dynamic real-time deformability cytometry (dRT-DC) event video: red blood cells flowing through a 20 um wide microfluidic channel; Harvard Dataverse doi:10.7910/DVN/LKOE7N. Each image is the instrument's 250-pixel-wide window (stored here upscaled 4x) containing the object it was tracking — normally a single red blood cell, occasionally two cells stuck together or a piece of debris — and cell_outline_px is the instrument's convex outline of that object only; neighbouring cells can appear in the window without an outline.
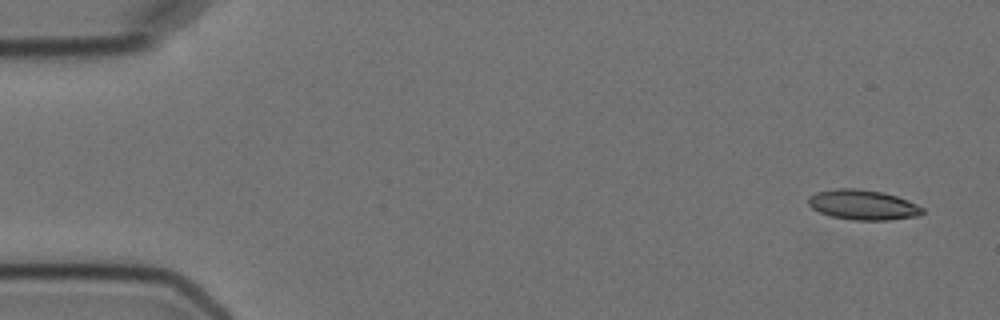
{"species": "Egyptian fruit bat (a non-hibernating species)", "species_latin": "Rousettus aegyptiacus", "temperature_condition": "cold", "stored_images_in_passage": 9, "camera_frame_rate_fps": 3000, "um_per_image_px": 0.085, "animal": {"sex": "female"}, "frame": {"image": 1, "passage_image": 1, "time_ms": 0.0, "image_size_px": [1000, 320], "cell_outline_px": [[924, 212], [920, 216], [888, 220], [852, 220], [832, 216], [820, 212], [812, 208], [808, 204], [808, 196], [816, 192], [836, 188], [856, 188], [880, 192], [896, 196], [908, 200], [924, 208]], "centroid_in_image_um": [73.35, 17.41], "position_along_channel_um": 11.6, "area_um2": 20.0}}
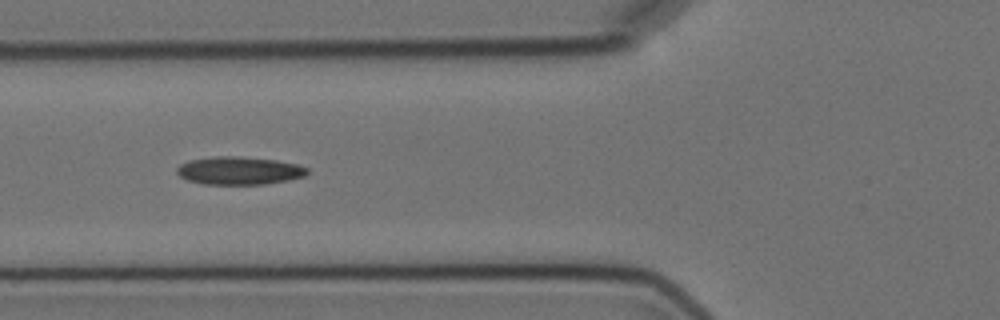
{"frame": {"image": 2, "passage_image": 6, "time_ms": 6.0, "image_size_px": [1000, 320], "cell_outline_px": [[308, 172], [304, 176], [288, 180], [264, 184], [204, 184], [188, 180], [180, 176], [176, 172], [176, 168], [180, 164], [188, 160], [216, 156], [236, 156], [276, 160], [296, 164], [308, 168]], "centroid_in_image_um": [20.3, 14.5], "position_along_channel_um": 105.5, "area_um2": 21.15}}
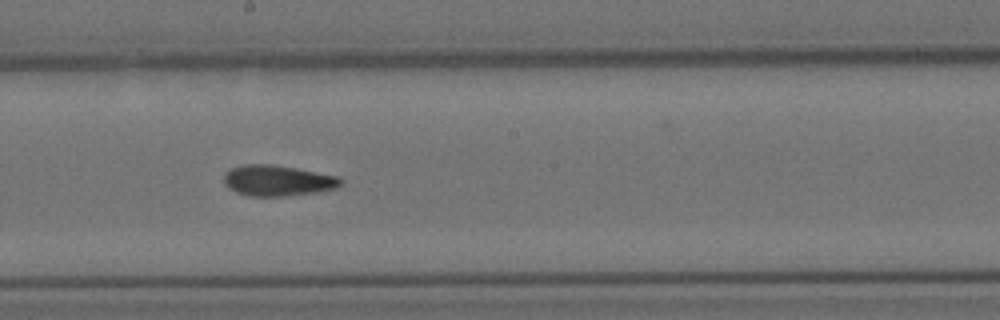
{"frame": {"image": 3, "passage_image": 9, "time_ms": 9.333, "image_size_px": [1000, 320], "cell_outline_px": [[344, 184], [336, 188], [316, 192], [284, 196], [248, 196], [236, 192], [228, 188], [224, 184], [224, 172], [232, 168], [244, 164], [272, 164], [296, 168], [340, 176], [344, 180]], "centroid_in_image_um": [23.62, 15.34], "position_along_channel_um": 224.6, "area_um2": 21.21}}